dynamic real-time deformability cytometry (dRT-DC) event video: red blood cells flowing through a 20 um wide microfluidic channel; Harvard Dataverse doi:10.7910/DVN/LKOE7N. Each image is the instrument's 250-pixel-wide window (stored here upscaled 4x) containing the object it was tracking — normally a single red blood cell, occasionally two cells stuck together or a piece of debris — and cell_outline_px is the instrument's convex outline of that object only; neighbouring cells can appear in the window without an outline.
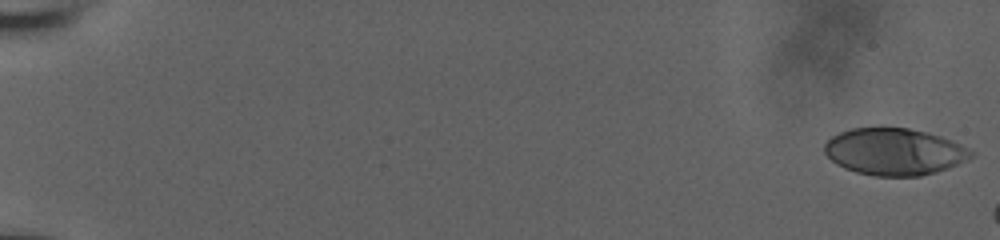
{"species": "human", "species_latin": "Homo sapiens", "temperature_condition": "room temperature", "stored_images_in_passage": 9, "camera_frame_rate_fps": 3000, "um_per_image_px": 0.085, "donor": {"sex": "male"}, "frame": {"image": 1, "passage_image": 1, "time_ms": 0.0, "image_size_px": [1000, 240], "cell_outline_px": [[976, 152], [968, 160], [948, 168], [936, 172], [920, 176], [872, 176], [856, 172], [844, 168], [836, 164], [824, 152], [824, 144], [832, 136], [840, 132], [852, 128], [880, 124], [908, 128], [928, 132], [940, 136], [960, 144]], "centroid_in_image_um": [76.0, 12.86], "position_along_channel_um": 9.0, "area_um2": 40.92}}